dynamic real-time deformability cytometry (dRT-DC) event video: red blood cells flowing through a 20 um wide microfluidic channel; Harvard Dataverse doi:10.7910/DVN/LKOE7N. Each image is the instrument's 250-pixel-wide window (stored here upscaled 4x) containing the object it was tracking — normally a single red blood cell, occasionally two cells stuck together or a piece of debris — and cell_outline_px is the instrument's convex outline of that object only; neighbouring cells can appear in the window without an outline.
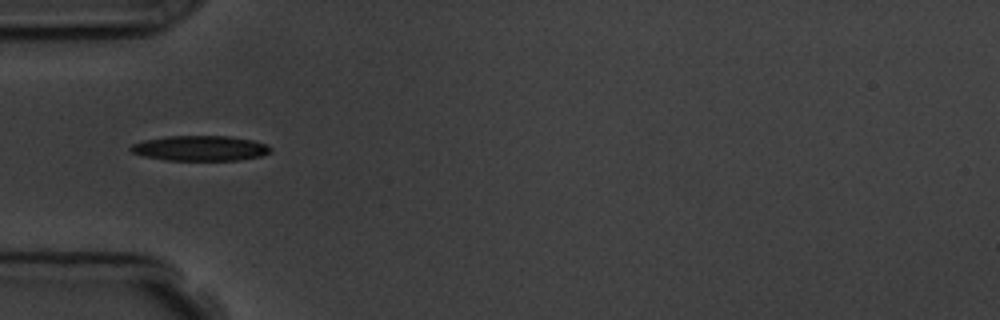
{"species": "common noctule bat (a hibernating species)", "species_latin": "Nyctalus noctula", "temperature_condition": "room temperature", "stored_images_in_passage": 2, "camera_frame_rate_fps": 3000, "um_per_image_px": 0.085, "animal": {"sex": "male", "body_mass_g": 19.5, "forearm_length_mm": 54.6}, "frame": {"image": 1, "passage_image": 1, "time_ms": 0.0, "image_size_px": [1000, 320], "cell_outline_px": [[272, 152], [260, 156], [236, 160], [164, 160], [144, 156], [132, 152], [128, 148], [132, 144], [144, 140], [164, 136], [228, 136], [252, 140], [268, 144], [272, 148]], "centroid_in_image_um": [17.02, 12.59], "position_along_channel_um": 68.0, "area_um2": 20.58}}
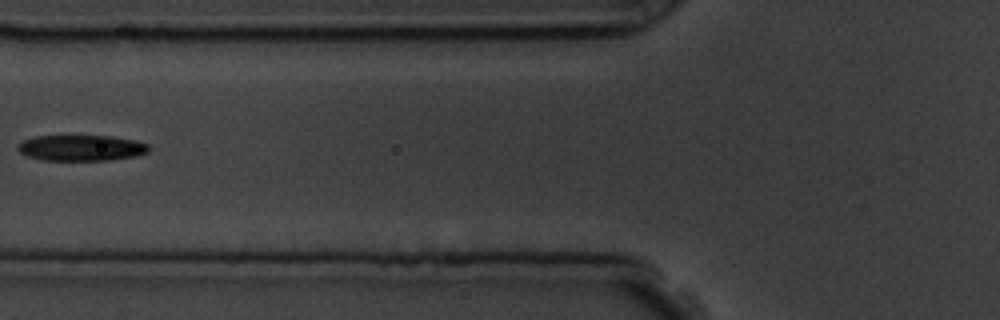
{"frame": {"image": 2, "passage_image": 2, "time_ms": 1.333, "image_size_px": [1000, 320], "cell_outline_px": [[152, 148], [148, 152], [136, 156], [108, 160], [44, 160], [28, 156], [20, 152], [16, 148], [24, 140], [36, 136], [112, 136], [136, 140], [148, 144]], "centroid_in_image_um": [6.97, 12.57], "position_along_channel_um": 118.8, "area_um2": 19.71}}